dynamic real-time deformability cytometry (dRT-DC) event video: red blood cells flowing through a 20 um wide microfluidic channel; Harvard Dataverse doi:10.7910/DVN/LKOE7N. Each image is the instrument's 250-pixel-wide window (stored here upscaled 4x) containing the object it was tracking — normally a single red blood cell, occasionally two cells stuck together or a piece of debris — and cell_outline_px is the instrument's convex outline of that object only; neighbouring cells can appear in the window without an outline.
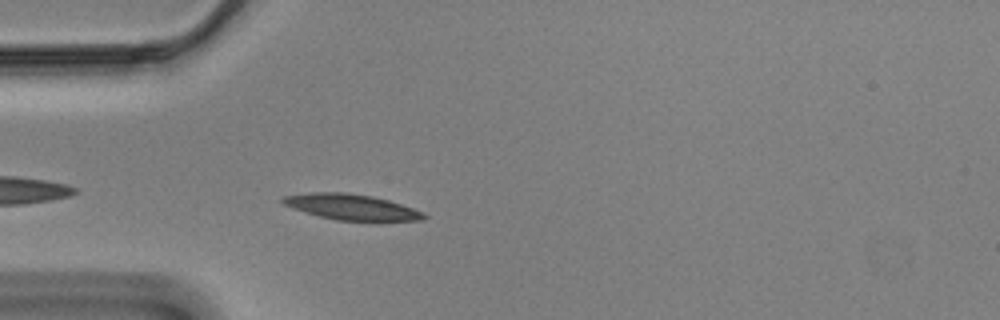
{"species": "Egyptian fruit bat (a non-hibernating species)", "species_latin": "Rousettus aegyptiacus", "temperature_condition": "cold", "stored_images_in_passage": 14, "camera_frame_rate_fps": 3000, "um_per_image_px": 0.085, "animal": {"sex": "male"}, "frame": {"image": 1, "passage_image": 3, "time_ms": 0.667, "image_size_px": [1000, 320], "cell_outline_px": [[428, 216], [420, 220], [336, 220], [320, 216], [292, 208], [284, 204], [280, 200], [280, 196], [312, 192], [348, 192], [372, 196], [388, 200], [424, 212]], "centroid_in_image_um": [29.82, 17.57], "position_along_channel_um": 55.2, "area_um2": 20.87}}
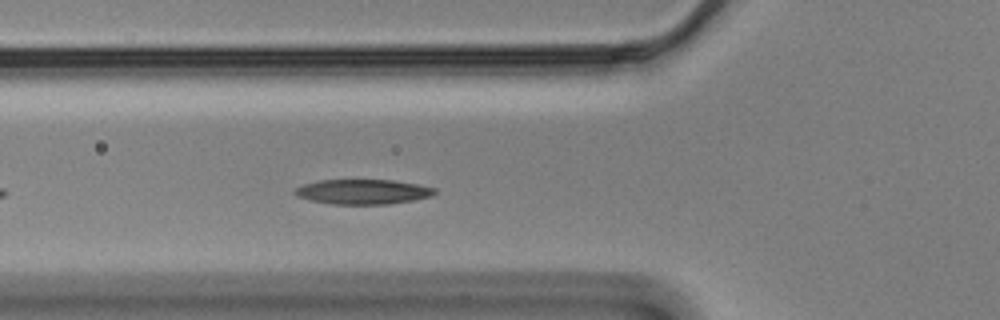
{"frame": {"image": 2, "passage_image": 7, "time_ms": 2.0, "image_size_px": [1000, 320], "cell_outline_px": [[436, 192], [432, 196], [412, 200], [388, 204], [332, 204], [308, 200], [296, 196], [292, 192], [296, 188], [304, 184], [320, 180], [392, 180], [416, 184], [436, 188]], "centroid_in_image_um": [30.81, 16.3], "position_along_channel_um": 95.0, "area_um2": 20.23}}
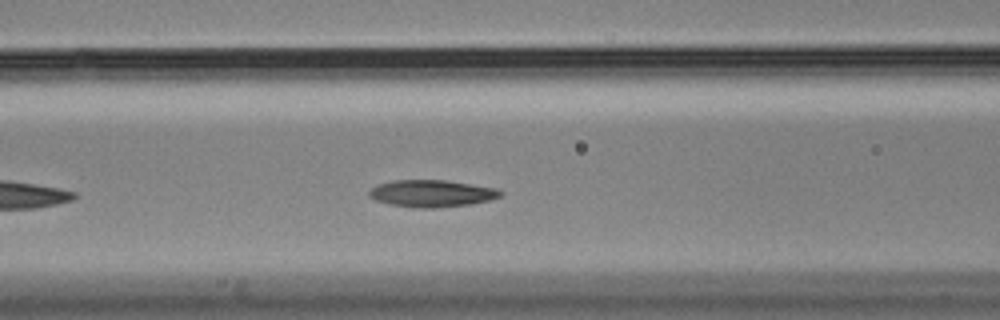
{"frame": {"image": 3, "passage_image": 10, "time_ms": 3.0, "image_size_px": [1000, 320], "cell_outline_px": [[504, 192], [500, 196], [492, 200], [468, 204], [436, 208], [416, 208], [388, 204], [376, 200], [368, 196], [368, 192], [376, 184], [392, 180], [444, 180], [496, 188]], "centroid_in_image_um": [36.67, 16.44], "position_along_channel_um": 129.9, "area_um2": 20.75}}